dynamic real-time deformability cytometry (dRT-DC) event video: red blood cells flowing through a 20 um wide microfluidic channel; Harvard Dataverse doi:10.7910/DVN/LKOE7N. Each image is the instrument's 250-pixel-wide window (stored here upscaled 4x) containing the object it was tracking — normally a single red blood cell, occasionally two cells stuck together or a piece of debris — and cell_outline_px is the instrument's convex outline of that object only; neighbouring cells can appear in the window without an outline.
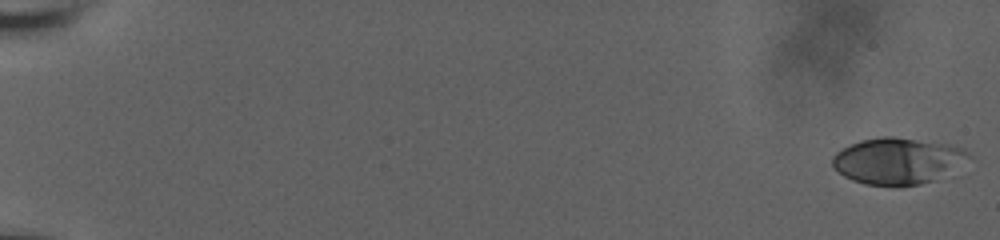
{"species": "human", "species_latin": "Homo sapiens", "temperature_condition": "room temperature", "stored_images_in_passage": 59, "camera_frame_rate_fps": 3000, "um_per_image_px": 0.085, "donor": {"sex": "male"}, "frame": {"image": 1, "passage_image": 1, "time_ms": 0.0, "image_size_px": [1000, 240], "cell_outline_px": [[976, 160], [932, 180], [920, 184], [864, 184], [852, 180], [844, 176], [832, 164], [832, 156], [836, 152], [860, 140], [880, 136], [892, 136], [944, 144], [964, 148]], "centroid_in_image_um": [76.37, 13.65], "position_along_channel_um": 8.6, "area_um2": 36.53}}
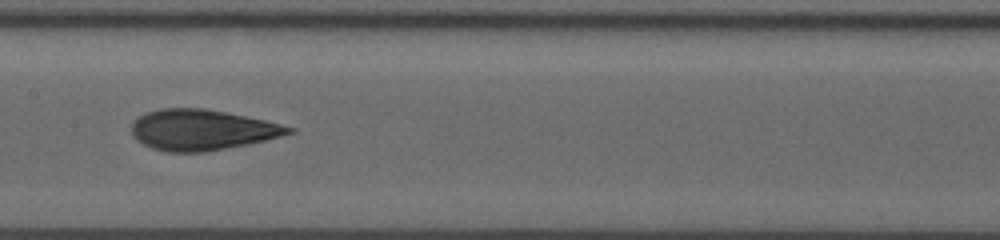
{"frame": {"image": 2, "passage_image": 33, "time_ms": 10.667, "image_size_px": [1000, 240], "cell_outline_px": [[296, 132], [248, 144], [208, 152], [168, 152], [152, 148], [136, 140], [132, 136], [132, 124], [140, 116], [148, 112], [160, 108], [204, 108], [264, 120], [296, 128]], "centroid_in_image_um": [17.16, 11.05], "position_along_channel_um": 190.2, "area_um2": 37.05}}
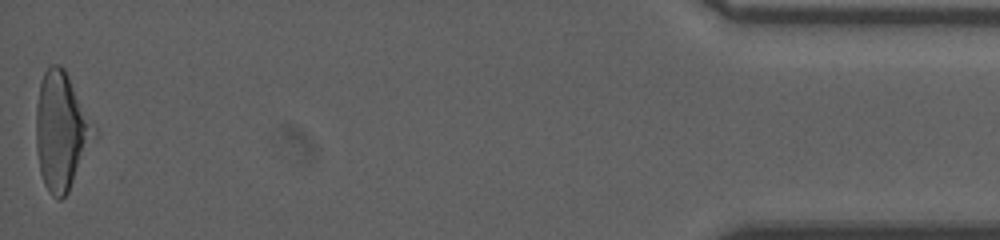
{"frame": {"image": 3, "passage_image": 59, "time_ms": 19.333, "image_size_px": [1000, 240], "cell_outline_px": [[100, 136], [68, 192], [60, 200], [56, 200], [48, 192], [44, 184], [40, 172], [36, 148], [36, 104], [40, 84], [44, 72], [52, 64], [60, 64], [64, 68], [100, 132]], "centroid_in_image_um": [5.28, 11.19], "position_along_channel_um": 429.9, "area_um2": 41.04}, "authors_computed_cell_mechanics": {"area_um2": 36.703, "velocity_mm_per_s": 3.7338, "shape_relaxation_time_tau1_ms": 4.4373, "shape_relaxation_time_tau2_ms": 1.7482, "deformation_change_tau1": 0.162, "deformation_change_tau2": 0.09}}